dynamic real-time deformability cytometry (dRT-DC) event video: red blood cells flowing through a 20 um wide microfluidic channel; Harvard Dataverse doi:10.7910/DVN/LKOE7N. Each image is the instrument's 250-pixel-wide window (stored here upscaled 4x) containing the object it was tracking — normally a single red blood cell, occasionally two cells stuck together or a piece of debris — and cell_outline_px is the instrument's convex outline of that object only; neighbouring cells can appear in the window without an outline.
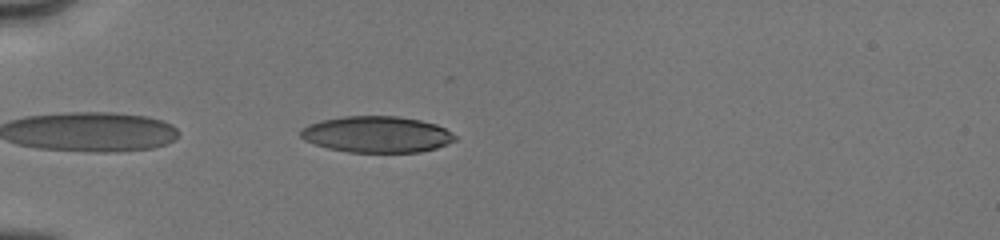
{"species": "human", "species_latin": "Homo sapiens", "temperature_condition": "cold", "stored_images_in_passage": 12, "camera_frame_rate_fps": 3000, "um_per_image_px": 0.085, "donor": {"sex": "male"}, "frame": {"image": 1, "passage_image": 2, "time_ms": 0.333, "image_size_px": [1000, 240], "cell_outline_px": [[456, 140], [436, 148], [420, 152], [348, 152], [328, 148], [304, 140], [300, 136], [300, 128], [308, 124], [320, 120], [344, 116], [400, 116], [420, 120], [436, 124], [444, 128], [456, 136]], "centroid_in_image_um": [32.0, 11.41], "position_along_channel_um": 53.0, "area_um2": 32.71}}
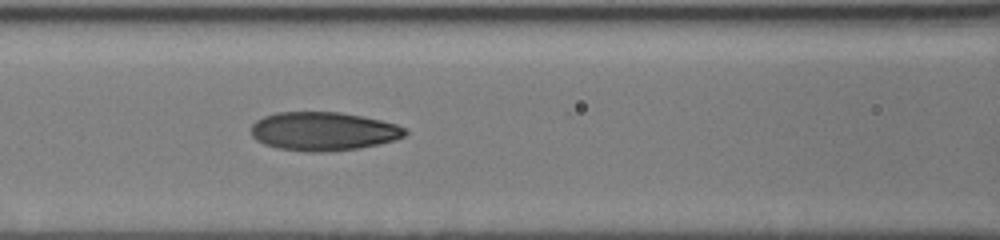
{"frame": {"image": 2, "passage_image": 9, "time_ms": 3.0, "image_size_px": [1000, 240], "cell_outline_px": [[408, 132], [404, 136], [396, 140], [380, 144], [360, 148], [324, 152], [304, 152], [280, 148], [264, 144], [256, 140], [252, 136], [252, 124], [256, 120], [264, 116], [276, 112], [340, 112], [380, 120], [396, 124], [404, 128]], "centroid_in_image_um": [27.48, 11.16], "position_along_channel_um": 139.1, "area_um2": 34.74}}
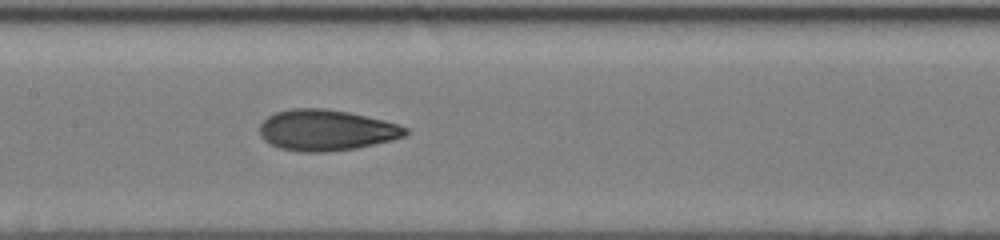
{"frame": {"image": 3, "passage_image": 12, "time_ms": 4.0, "image_size_px": [1000, 240], "cell_outline_px": [[408, 132], [404, 136], [392, 140], [356, 148], [328, 152], [300, 152], [280, 148], [264, 140], [260, 136], [260, 124], [268, 116], [276, 112], [292, 108], [324, 108], [348, 112], [384, 120], [408, 128]], "centroid_in_image_um": [27.72, 11.07], "position_along_channel_um": 179.7, "area_um2": 34.74}}